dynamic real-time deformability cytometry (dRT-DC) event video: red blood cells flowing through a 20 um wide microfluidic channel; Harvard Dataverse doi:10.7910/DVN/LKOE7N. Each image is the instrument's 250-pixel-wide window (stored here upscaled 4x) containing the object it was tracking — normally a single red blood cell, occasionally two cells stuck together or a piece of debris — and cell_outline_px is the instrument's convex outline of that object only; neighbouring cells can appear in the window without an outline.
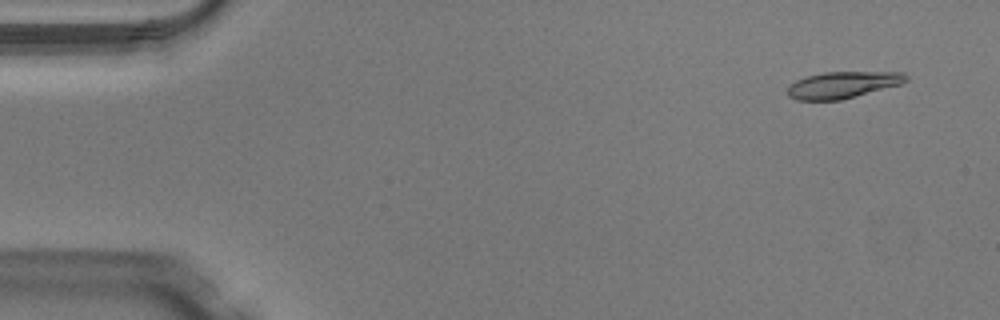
{"species": "Egyptian fruit bat (a non-hibernating species)", "species_latin": "Rousettus aegyptiacus", "temperature_condition": "warm", "stored_images_in_passage": 14, "camera_frame_rate_fps": 3000, "um_per_image_px": 0.085, "animal": {"sex": "male"}, "frame": {"image": 1, "passage_image": 3, "time_ms": 0.667, "image_size_px": [1000, 320], "cell_outline_px": [[908, 80], [900, 84], [856, 96], [840, 100], [796, 100], [788, 96], [788, 88], [796, 80], [808, 76], [824, 72], [904, 72], [908, 76]], "centroid_in_image_um": [71.64, 7.21], "position_along_channel_um": 13.4, "area_um2": 18.21}}